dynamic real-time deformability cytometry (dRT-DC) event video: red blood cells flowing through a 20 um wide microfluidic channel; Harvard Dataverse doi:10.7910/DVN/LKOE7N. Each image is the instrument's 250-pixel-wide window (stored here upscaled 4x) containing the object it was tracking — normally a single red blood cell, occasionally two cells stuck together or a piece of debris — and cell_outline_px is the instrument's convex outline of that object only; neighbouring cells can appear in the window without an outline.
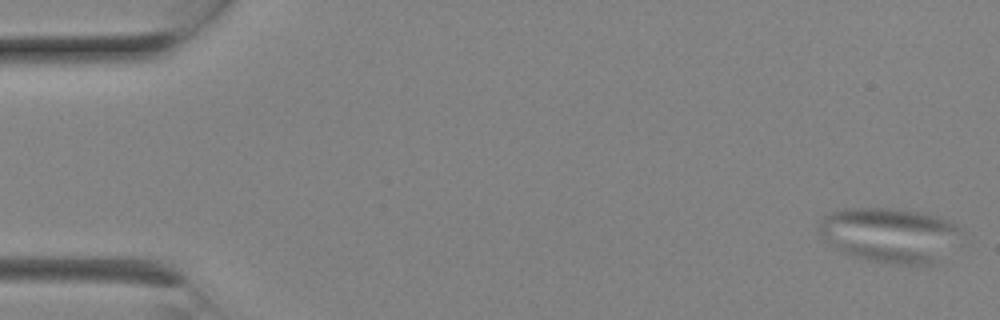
{"species": "Egyptian fruit bat (a non-hibernating species)", "species_latin": "Rousettus aegyptiacus", "temperature_condition": "room temperature", "stored_images_in_passage": 11, "camera_frame_rate_fps": 3000, "um_per_image_px": 0.085, "animal": {"sex": "female"}, "frame": {"image": 1, "passage_image": 1, "time_ms": 0.0, "image_size_px": [1000, 320], "cell_outline_px": [[964, 232], [960, 244], [936, 264], [896, 264], [868, 260], [840, 252], [824, 240], [820, 236], [820, 224], [824, 216], [828, 212], [844, 208], [896, 208], [928, 212], [940, 216], [956, 224]], "centroid_in_image_um": [75.73, 19.96], "position_along_channel_um": 9.3, "area_um2": 46.64}}
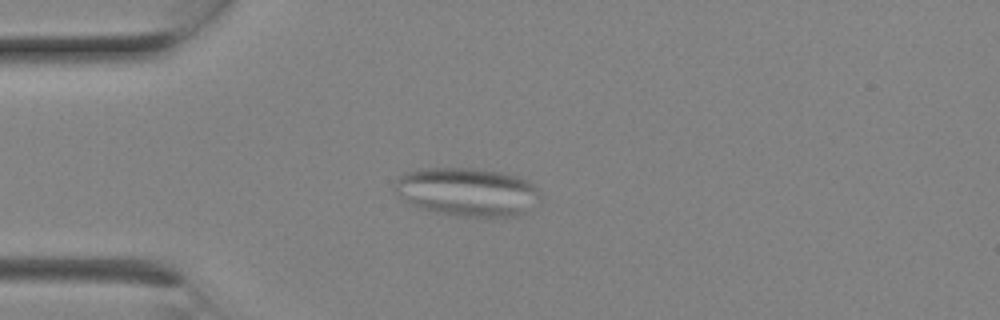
{"frame": {"image": 2, "passage_image": 6, "time_ms": 1.667, "image_size_px": [1000, 320], "cell_outline_px": [[540, 192], [528, 212], [516, 216], [456, 216], [436, 212], [412, 204], [396, 192], [396, 180], [404, 172], [420, 168], [472, 168], [500, 172], [516, 176], [528, 180]], "centroid_in_image_um": [39.72, 16.3], "position_along_channel_um": 45.3, "area_um2": 40.58}}
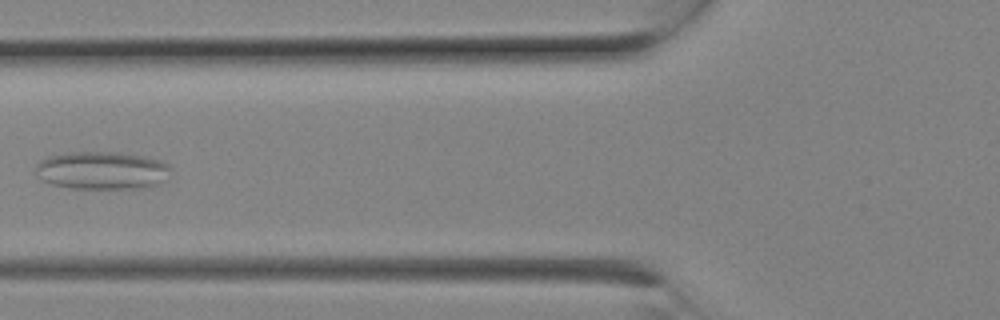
{"frame": {"image": 3, "passage_image": 9, "time_ms": 2.667, "image_size_px": [1000, 320], "cell_outline_px": [[172, 168], [168, 180], [144, 188], [72, 188], [52, 184], [40, 180], [36, 172], [36, 164], [40, 160], [48, 156], [68, 152], [116, 152], [140, 156], [160, 160], [168, 164]], "centroid_in_image_um": [8.68, 14.49], "position_along_channel_um": 117.1, "area_um2": 30.0}}